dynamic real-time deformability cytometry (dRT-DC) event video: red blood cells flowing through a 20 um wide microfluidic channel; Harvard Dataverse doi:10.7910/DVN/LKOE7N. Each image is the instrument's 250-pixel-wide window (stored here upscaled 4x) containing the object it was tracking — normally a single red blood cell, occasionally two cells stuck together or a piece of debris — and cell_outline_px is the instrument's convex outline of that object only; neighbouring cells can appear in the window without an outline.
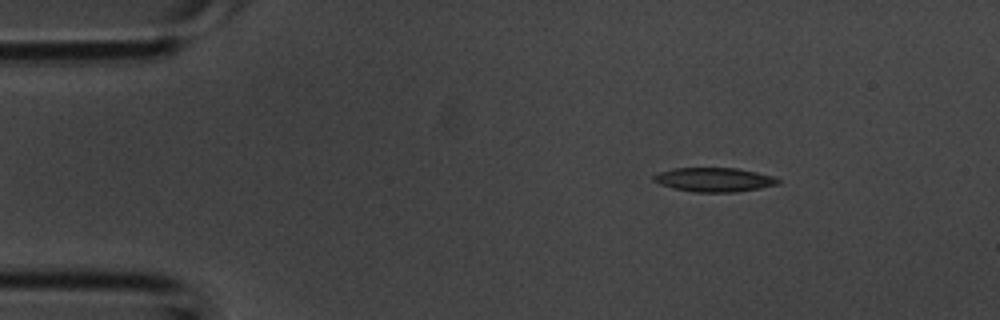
{"species": "common noctule bat (a hibernating species)", "species_latin": "Nyctalus noctula", "temperature_condition": "room temperature", "stored_images_in_passage": 3, "camera_frame_rate_fps": 3000, "um_per_image_px": 0.085, "animal": {"sex": "male", "body_mass_g": 20.1, "forearm_length_mm": 53.5}, "frame": {"image": 1, "passage_image": 1, "time_ms": 0.0, "image_size_px": [1000, 320], "cell_outline_px": [[780, 184], [760, 188], [736, 192], [696, 192], [676, 188], [660, 184], [652, 180], [652, 176], [656, 172], [676, 168], [736, 168], [756, 172], [772, 176], [780, 180]], "centroid_in_image_um": [60.69, 15.27], "position_along_channel_um": 24.3, "area_um2": 17.4}}
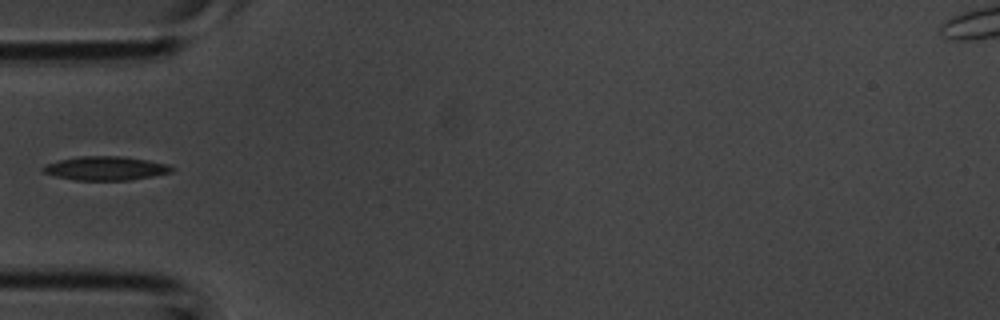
{"frame": {"image": 2, "passage_image": 3, "time_ms": 0.667, "image_size_px": [1000, 320], "cell_outline_px": [[176, 168], [172, 172], [152, 176], [128, 180], [76, 180], [56, 176], [44, 172], [40, 168], [44, 164], [60, 160], [80, 156], [124, 156], [148, 160], [168, 164]], "centroid_in_image_um": [9.0, 14.3], "position_along_channel_um": 76.0, "area_um2": 17.92}}